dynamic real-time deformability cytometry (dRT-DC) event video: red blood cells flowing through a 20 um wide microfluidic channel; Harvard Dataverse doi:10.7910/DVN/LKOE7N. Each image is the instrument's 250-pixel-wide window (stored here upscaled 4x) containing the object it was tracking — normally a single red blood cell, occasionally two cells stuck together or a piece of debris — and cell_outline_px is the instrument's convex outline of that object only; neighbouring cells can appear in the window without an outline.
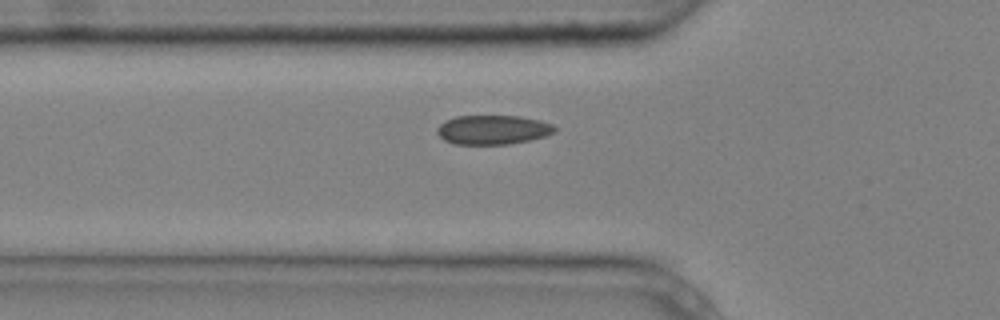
{"species": "common noctule bat (a hibernating species)", "species_latin": "Nyctalus noctula", "temperature_condition": "cold", "stored_images_in_passage": 5, "camera_frame_rate_fps": 3000, "um_per_image_px": 0.085, "animal": {"sex": "male", "body_mass_g": 20.4}, "frame": {"image": 1, "passage_image": 5, "time_ms": 1.333, "image_size_px": [1000, 320], "cell_outline_px": [[556, 132], [544, 136], [528, 140], [508, 144], [452, 144], [444, 140], [436, 132], [436, 128], [440, 124], [456, 116], [520, 116], [540, 120], [552, 124], [556, 128]], "centroid_in_image_um": [41.89, 11.03], "position_along_channel_um": 83.9, "area_um2": 20.0}}